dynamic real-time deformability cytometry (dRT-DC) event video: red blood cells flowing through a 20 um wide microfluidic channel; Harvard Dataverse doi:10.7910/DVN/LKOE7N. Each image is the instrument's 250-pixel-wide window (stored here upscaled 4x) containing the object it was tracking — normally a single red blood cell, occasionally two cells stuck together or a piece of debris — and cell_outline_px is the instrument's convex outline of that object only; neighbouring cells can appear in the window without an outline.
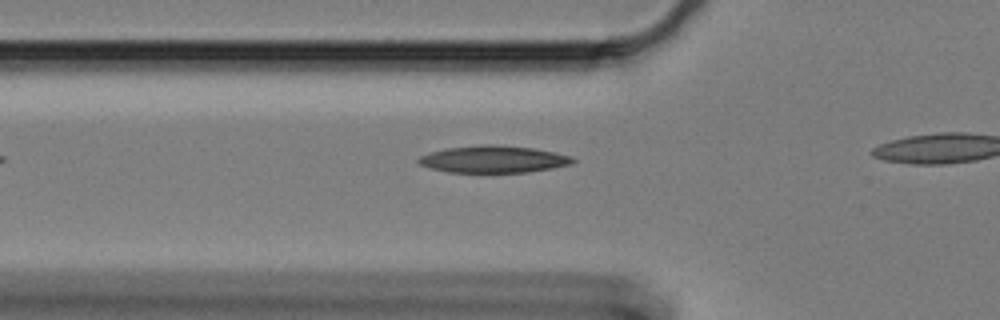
{"species": "Egyptian fruit bat (a non-hibernating species)", "species_latin": "Rousettus aegyptiacus", "temperature_condition": "cold", "stored_images_in_passage": 9, "camera_frame_rate_fps": 3000, "um_per_image_px": 0.085, "animal": {"sex": "female"}, "frame": {"image": 1, "passage_image": 3, "time_ms": 0.667, "image_size_px": [1000, 320], "cell_outline_px": [[576, 160], [572, 164], [552, 168], [528, 172], [448, 172], [432, 168], [420, 164], [416, 160], [420, 156], [432, 152], [448, 148], [480, 144], [496, 144], [532, 148], [556, 152], [572, 156]], "centroid_in_image_um": [41.99, 13.53], "position_along_channel_um": 83.8, "area_um2": 24.28}}
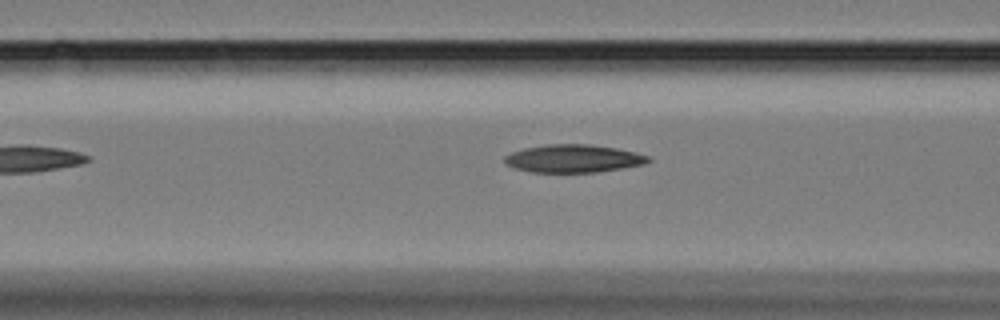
{"frame": {"image": 2, "passage_image": 6, "time_ms": 1.667, "image_size_px": [1000, 320], "cell_outline_px": [[652, 160], [644, 164], [620, 168], [592, 172], [532, 172], [516, 168], [508, 164], [504, 160], [504, 156], [512, 152], [524, 148], [544, 144], [592, 144], [616, 148], [636, 152], [648, 156]], "centroid_in_image_um": [48.74, 13.46], "position_along_channel_um": 117.9, "area_um2": 23.18}}